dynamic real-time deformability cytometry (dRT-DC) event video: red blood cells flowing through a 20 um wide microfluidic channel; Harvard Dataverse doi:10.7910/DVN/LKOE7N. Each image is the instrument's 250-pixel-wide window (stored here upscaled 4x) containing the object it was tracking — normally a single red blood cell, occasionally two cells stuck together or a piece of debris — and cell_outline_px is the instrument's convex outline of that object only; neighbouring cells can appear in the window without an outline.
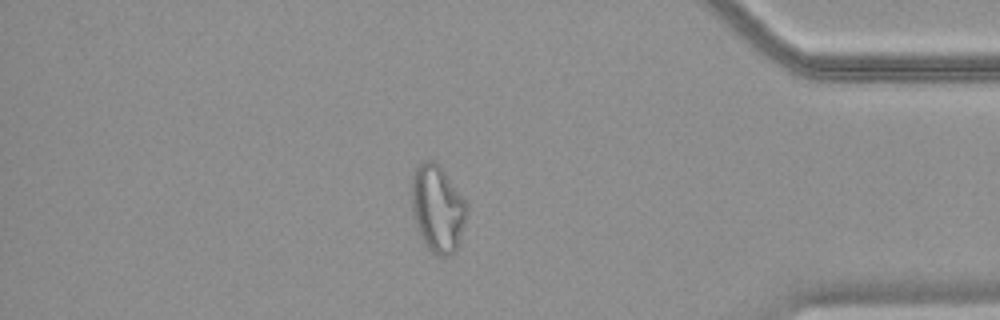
{"species": "common noctule bat (a hibernating species)", "species_latin": "Nyctalus noctula", "temperature_condition": "warm", "stored_images_in_passage": 50, "camera_frame_rate_fps": 3000, "um_per_image_px": 0.085, "animal": {"sex": "female", "body_mass_g": 18.4}, "frame": {"image": 1, "passage_image": 43, "time_ms": 14.0, "image_size_px": [1000, 320], "cell_outline_px": [[468, 212], [456, 252], [448, 256], [440, 256], [432, 252], [428, 248], [420, 236], [412, 212], [412, 176], [416, 168], [420, 164], [428, 160], [436, 160], [468, 204]], "centroid_in_image_um": [37.21, 17.74], "position_along_channel_um": 398.0, "area_um2": 27.98}}